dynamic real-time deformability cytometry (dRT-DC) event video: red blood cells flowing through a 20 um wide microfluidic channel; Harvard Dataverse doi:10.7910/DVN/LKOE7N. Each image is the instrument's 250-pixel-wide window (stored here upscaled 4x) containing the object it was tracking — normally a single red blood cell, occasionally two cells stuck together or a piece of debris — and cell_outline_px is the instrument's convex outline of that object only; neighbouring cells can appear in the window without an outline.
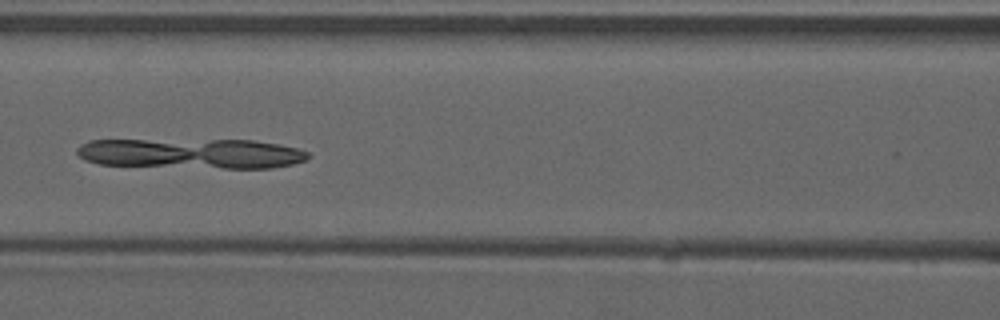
{"species": "common noctule bat (a hibernating species)", "species_latin": "Nyctalus noctula", "temperature_condition": "warm", "stored_images_in_passage": 54, "camera_frame_rate_fps": 3000, "um_per_image_px": 0.085, "animal": {"sex": "male", "forearm_length_mm": 52.5}, "frame": {"image": 1, "passage_image": 24, "time_ms": 7.667, "image_size_px": [1000, 320], "cell_outline_px": [[308, 156], [304, 160], [292, 164], [272, 168], [224, 168], [100, 164], [84, 160], [76, 152], [76, 148], [80, 144], [92, 140], [252, 140], [280, 144], [300, 148], [308, 152]], "centroid_in_image_um": [16.28, 13.04], "position_along_channel_um": 150.3, "area_um2": 40.46}}